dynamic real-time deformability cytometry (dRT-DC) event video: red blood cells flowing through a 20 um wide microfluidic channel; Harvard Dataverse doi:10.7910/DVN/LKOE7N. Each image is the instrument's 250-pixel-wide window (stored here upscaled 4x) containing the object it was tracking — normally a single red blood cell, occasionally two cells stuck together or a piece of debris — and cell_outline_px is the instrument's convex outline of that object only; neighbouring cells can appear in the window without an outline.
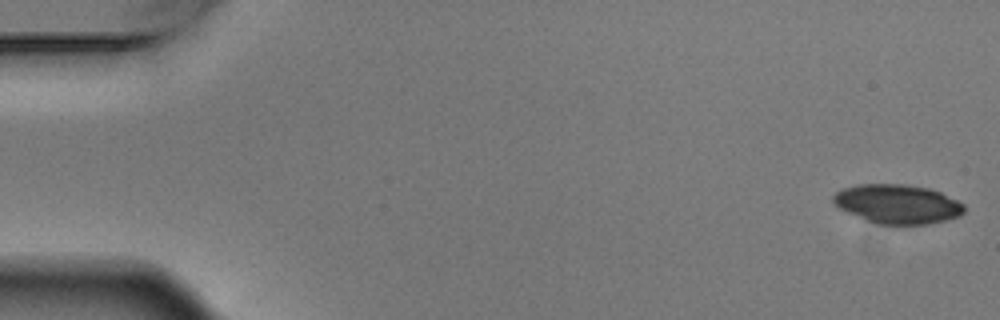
{"species": "Egyptian fruit bat (a non-hibernating species)", "species_latin": "Rousettus aegyptiacus", "temperature_condition": "warm", "stored_images_in_passage": 5, "camera_frame_rate_fps": 3000, "um_per_image_px": 0.085, "animal": {"sex": "male"}, "frame": {"image": 1, "passage_image": 1, "time_ms": 0.0, "image_size_px": [1000, 320], "cell_outline_px": [[964, 212], [960, 216], [928, 224], [896, 228], [876, 224], [864, 220], [840, 208], [832, 200], [832, 196], [836, 192], [844, 188], [856, 184], [908, 184], [928, 188], [940, 192], [964, 204]], "centroid_in_image_um": [76.28, 17.38], "position_along_channel_um": 8.7, "area_um2": 30.58}}
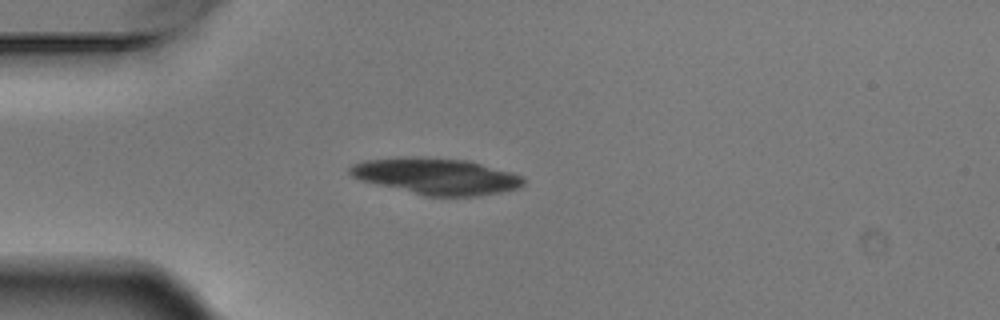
{"frame": {"image": 2, "passage_image": 5, "time_ms": 1.333, "image_size_px": [1000, 320], "cell_outline_px": [[524, 184], [520, 188], [500, 192], [476, 196], [428, 196], [364, 180], [352, 176], [348, 172], [348, 168], [352, 164], [364, 160], [396, 156], [416, 156], [468, 160], [512, 172], [524, 176]], "centroid_in_image_um": [37.12, 14.95], "position_along_channel_um": 47.9, "area_um2": 36.7}}